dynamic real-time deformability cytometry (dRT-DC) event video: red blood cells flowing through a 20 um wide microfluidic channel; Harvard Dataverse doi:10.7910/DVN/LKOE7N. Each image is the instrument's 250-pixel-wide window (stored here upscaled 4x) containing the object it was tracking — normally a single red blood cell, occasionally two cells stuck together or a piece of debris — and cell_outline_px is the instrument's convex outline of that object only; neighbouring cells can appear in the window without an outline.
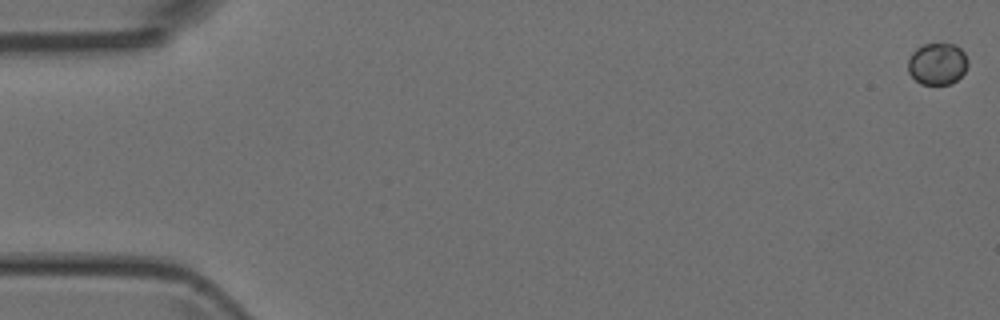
{"species": "Egyptian fruit bat (a non-hibernating species)", "species_latin": "Rousettus aegyptiacus", "temperature_condition": "room temperature", "stored_images_in_passage": 7, "camera_frame_rate_fps": 3000, "um_per_image_px": 0.085, "animal": {"sex": "female"}, "frame": {"image": 1, "passage_image": 1, "time_ms": 0.0, "image_size_px": [1000, 320], "cell_outline_px": [[968, 64], [964, 72], [952, 84], [920, 84], [908, 72], [908, 60], [912, 52], [916, 48], [924, 44], [956, 44], [964, 52], [968, 60]], "centroid_in_image_um": [79.67, 5.42], "position_along_channel_um": 5.3, "area_um2": 14.62}}
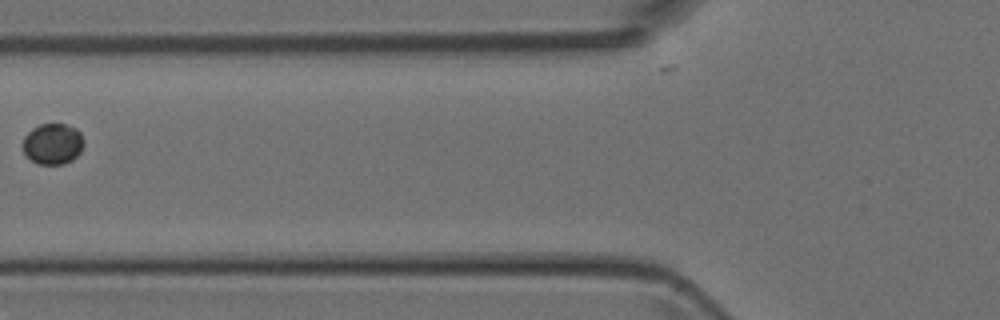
{"frame": {"image": 2, "passage_image": 6, "time_ms": 6.667, "image_size_px": [1000, 320], "cell_outline_px": [[84, 144], [80, 152], [72, 160], [64, 164], [36, 164], [24, 152], [24, 136], [32, 128], [40, 124], [64, 124], [76, 128], [80, 132], [84, 140]], "centroid_in_image_um": [4.51, 12.22], "position_along_channel_um": 121.3, "area_um2": 14.51}}
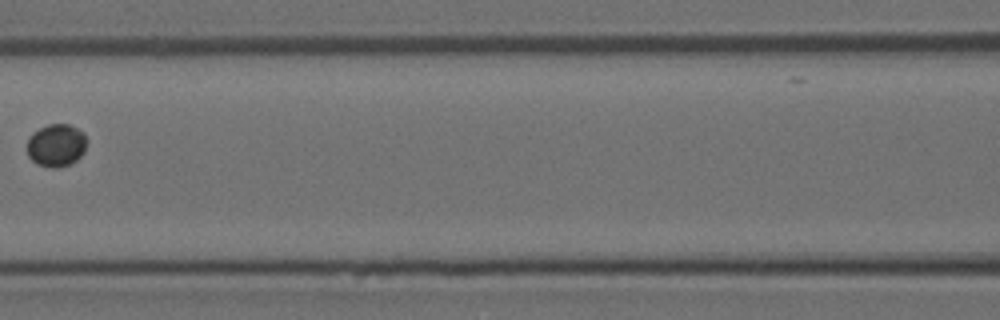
{"frame": {"image": 3, "passage_image": 7, "time_ms": 7.667, "image_size_px": [1000, 320], "cell_outline_px": [[84, 152], [76, 160], [68, 164], [56, 168], [52, 168], [36, 164], [28, 156], [28, 136], [40, 128], [48, 124], [68, 124], [84, 132]], "centroid_in_image_um": [4.75, 12.35], "position_along_channel_um": 161.9, "area_um2": 14.62}}